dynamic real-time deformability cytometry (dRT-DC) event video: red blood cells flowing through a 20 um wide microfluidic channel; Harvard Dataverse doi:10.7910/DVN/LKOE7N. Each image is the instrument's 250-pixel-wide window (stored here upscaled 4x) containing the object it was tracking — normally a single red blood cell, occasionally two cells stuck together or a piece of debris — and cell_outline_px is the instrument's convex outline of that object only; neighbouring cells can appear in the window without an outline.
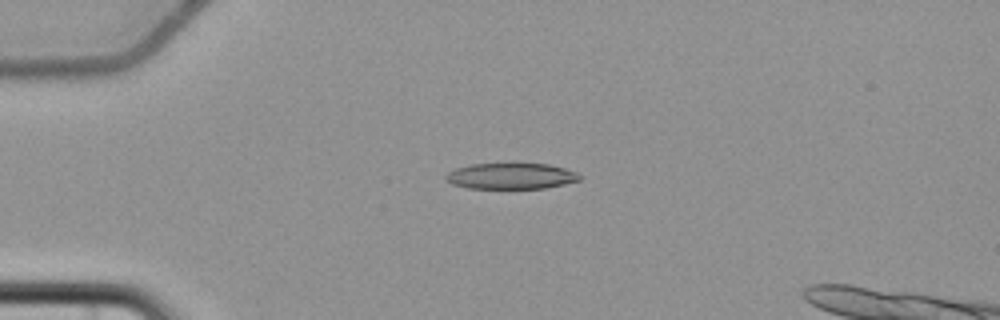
{"species": "common noctule bat (a hibernating species)", "species_latin": "Nyctalus noctula", "temperature_condition": "cold", "stored_images_in_passage": 6, "camera_frame_rate_fps": 3000, "um_per_image_px": 0.085, "animal": {"sex": "female", "body_mass_g": 22.7, "forearm_length_mm": 54.2}, "frame": {"image": 1, "passage_image": 4, "time_ms": 3.667, "image_size_px": [1000, 320], "cell_outline_px": [[580, 180], [564, 184], [544, 188], [468, 188], [452, 184], [444, 180], [444, 176], [448, 172], [456, 168], [472, 164], [548, 164], [564, 168], [576, 172], [580, 176]], "centroid_in_image_um": [43.4, 14.97], "position_along_channel_um": 41.6, "area_um2": 20.11}}
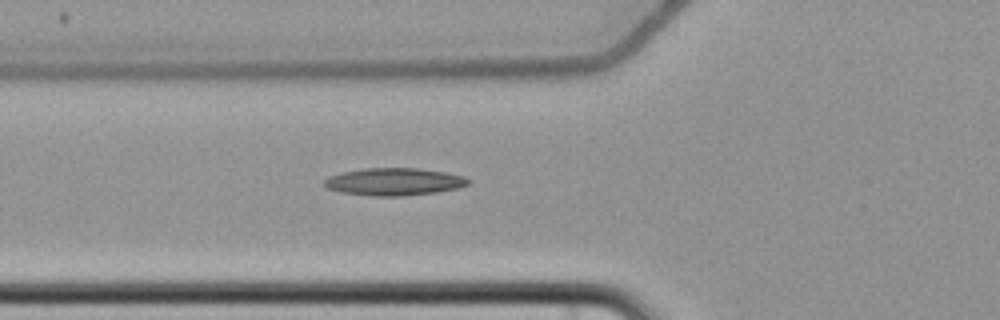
{"frame": {"image": 2, "passage_image": 6, "time_ms": 6.0, "image_size_px": [1000, 320], "cell_outline_px": [[468, 184], [456, 188], [436, 192], [400, 196], [376, 196], [340, 192], [328, 188], [324, 184], [324, 180], [328, 176], [340, 172], [364, 168], [420, 168], [444, 172], [464, 176], [468, 180]], "centroid_in_image_um": [33.45, 15.43], "position_along_channel_um": 92.4, "area_um2": 22.89}}